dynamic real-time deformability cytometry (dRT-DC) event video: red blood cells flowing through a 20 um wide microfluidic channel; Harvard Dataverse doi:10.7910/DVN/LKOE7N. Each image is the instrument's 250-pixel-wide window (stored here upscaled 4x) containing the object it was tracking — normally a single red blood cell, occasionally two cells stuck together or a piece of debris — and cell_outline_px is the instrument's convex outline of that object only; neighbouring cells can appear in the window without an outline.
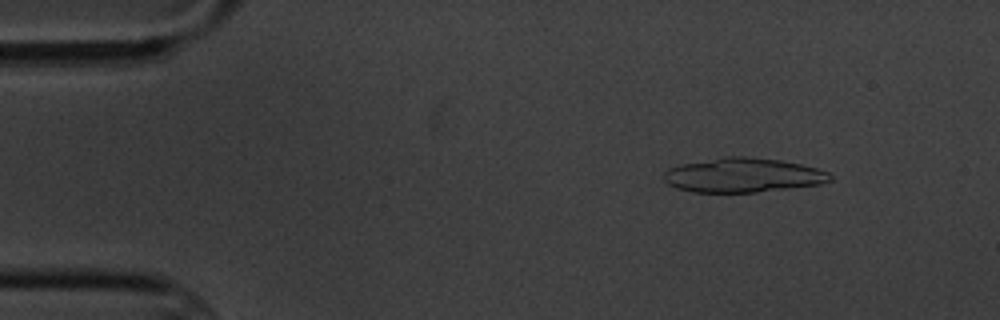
{"species": "common noctule bat (a hibernating species)", "species_latin": "Nyctalus noctula", "temperature_condition": "cold", "stored_images_in_passage": 5, "camera_frame_rate_fps": 3000, "um_per_image_px": 0.085, "animal": {"sex": "male", "body_mass_g": 20.1, "forearm_length_mm": 53.5}, "frame": {"image": 1, "passage_image": 2, "time_ms": 2.0, "image_size_px": [1000, 320], "cell_outline_px": [[832, 180], [820, 184], [756, 192], [692, 192], [676, 188], [668, 184], [664, 180], [664, 172], [668, 168], [680, 164], [724, 156], [744, 156], [780, 160], [800, 164], [816, 168], [828, 172], [832, 176]], "centroid_in_image_um": [63.12, 14.89], "position_along_channel_um": 21.9, "area_um2": 33.29}}